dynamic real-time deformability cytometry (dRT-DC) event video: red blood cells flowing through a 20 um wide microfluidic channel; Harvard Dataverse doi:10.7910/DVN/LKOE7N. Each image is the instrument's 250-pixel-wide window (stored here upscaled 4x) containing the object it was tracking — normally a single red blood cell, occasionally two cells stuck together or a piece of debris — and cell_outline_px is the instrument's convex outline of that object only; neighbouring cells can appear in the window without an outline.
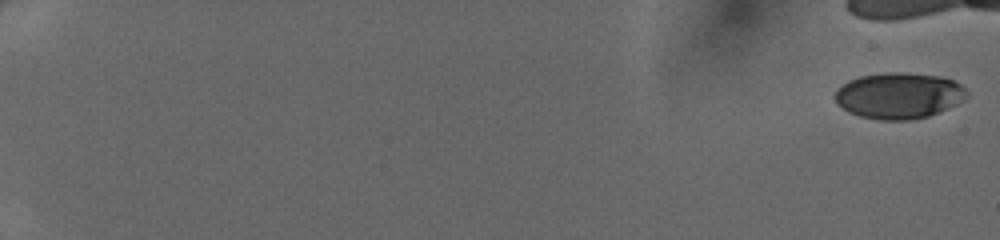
{"species": "human", "species_latin": "Homo sapiens", "temperature_condition": "cold", "stored_images_in_passage": 16, "camera_frame_rate_fps": 3000, "um_per_image_px": 0.085, "donor": {"sex": "female"}, "frame": {"image": 1, "passage_image": 1, "time_ms": 0.0, "image_size_px": [1000, 240], "cell_outline_px": [[968, 96], [964, 100], [948, 108], [928, 116], [908, 120], [880, 120], [860, 116], [848, 112], [836, 104], [836, 88], [848, 80], [860, 76], [884, 72], [904, 72], [944, 76], [960, 84], [968, 92]], "centroid_in_image_um": [76.4, 8.11], "position_along_channel_um": 8.6, "area_um2": 35.66}}
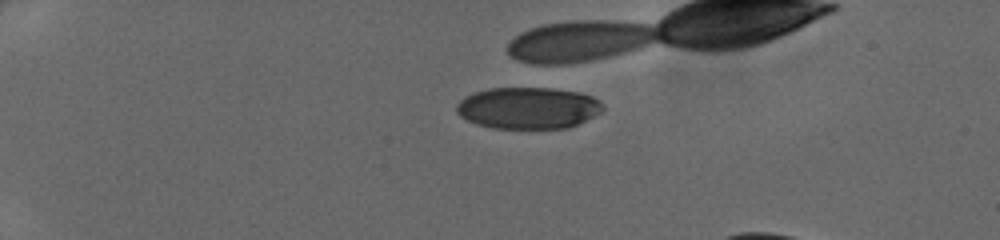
{"frame": {"image": 2, "passage_image": 14, "time_ms": 4.333, "image_size_px": [1000, 240], "cell_outline_px": [[604, 108], [600, 112], [568, 128], [492, 128], [476, 124], [460, 116], [456, 112], [456, 104], [464, 96], [488, 88], [552, 88], [580, 92], [592, 96], [600, 100]], "centroid_in_image_um": [44.87, 9.17], "position_along_channel_um": 40.1, "area_um2": 35.49}}